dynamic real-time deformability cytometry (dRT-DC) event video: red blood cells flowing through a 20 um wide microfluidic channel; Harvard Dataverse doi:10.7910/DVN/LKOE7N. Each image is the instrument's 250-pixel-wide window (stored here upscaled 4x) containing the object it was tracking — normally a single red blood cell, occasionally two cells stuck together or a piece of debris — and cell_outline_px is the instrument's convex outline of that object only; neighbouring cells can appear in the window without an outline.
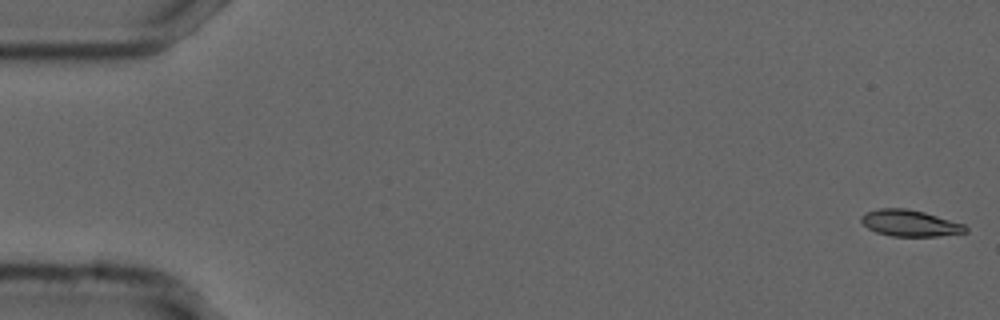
{"species": "common noctule bat (a hibernating species)", "species_latin": "Nyctalus noctula", "temperature_condition": "cold", "stored_images_in_passage": 30, "camera_frame_rate_fps": 3000, "um_per_image_px": 0.085, "animal": {"sex": "male", "forearm_length_mm": 52.5}, "frame": {"image": 1, "passage_image": 1, "time_ms": 0.0, "image_size_px": [1000, 320], "cell_outline_px": [[968, 232], [936, 236], [892, 236], [876, 232], [868, 228], [860, 220], [860, 216], [868, 212], [880, 208], [904, 208], [924, 212], [964, 224], [968, 228]], "centroid_in_image_um": [77.35, 18.97], "position_along_channel_um": 7.7, "area_um2": 15.9}}
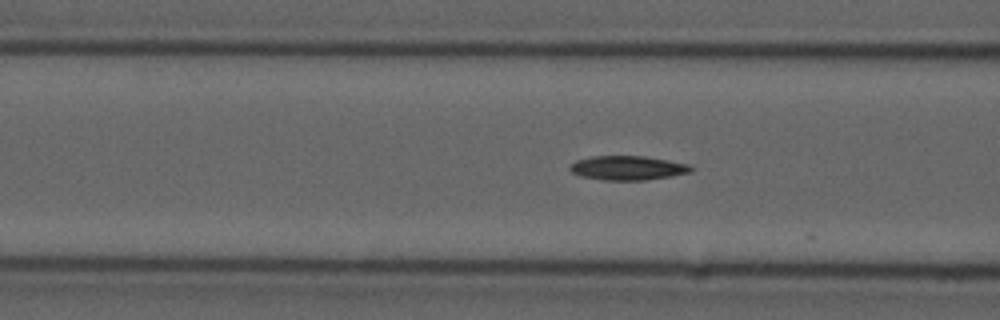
{"frame": {"image": 2, "passage_image": 21, "time_ms": 6.667, "image_size_px": [1000, 320], "cell_outline_px": [[696, 168], [692, 172], [672, 176], [644, 180], [604, 180], [580, 176], [572, 172], [568, 168], [576, 160], [592, 156], [644, 156], [668, 160], [688, 164]], "centroid_in_image_um": [53.39, 14.27], "position_along_channel_um": 113.2, "area_um2": 17.17}}
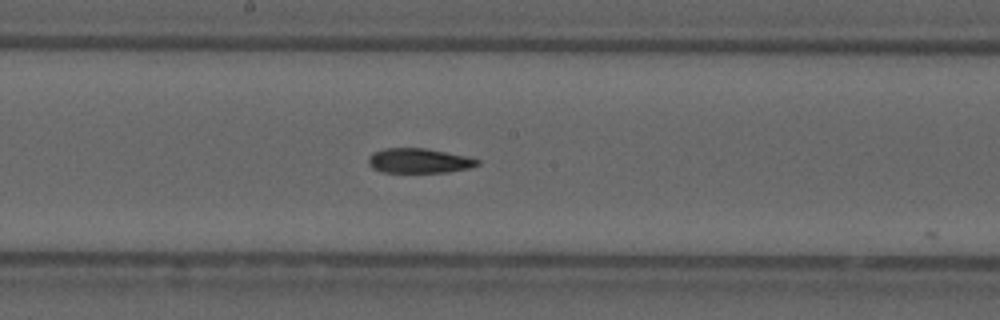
{"frame": {"image": 3, "passage_image": 29, "time_ms": 9.333, "image_size_px": [1000, 320], "cell_outline_px": [[480, 164], [472, 168], [448, 172], [384, 172], [372, 168], [368, 164], [368, 156], [372, 152], [384, 148], [428, 148], [464, 156], [480, 160]], "centroid_in_image_um": [35.6, 13.66], "position_along_channel_um": 212.6, "area_um2": 15.84}}